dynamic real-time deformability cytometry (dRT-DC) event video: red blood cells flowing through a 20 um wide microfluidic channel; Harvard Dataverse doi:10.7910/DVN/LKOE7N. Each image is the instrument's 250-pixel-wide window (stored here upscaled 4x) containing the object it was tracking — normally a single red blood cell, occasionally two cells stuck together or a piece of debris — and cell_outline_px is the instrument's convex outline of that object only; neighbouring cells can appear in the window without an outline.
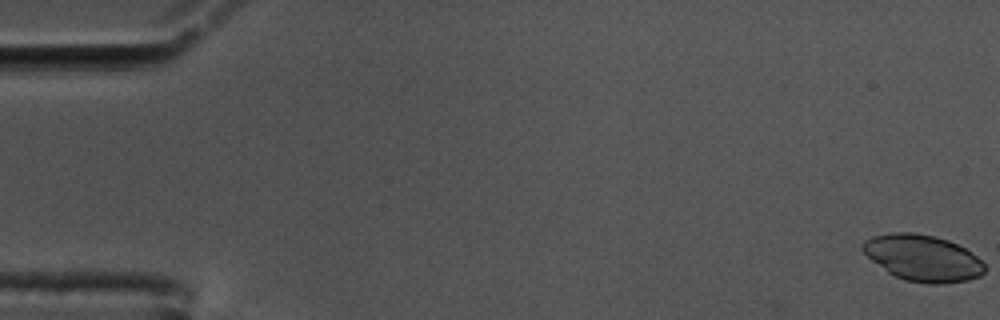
{"species": "common noctule bat (a hibernating species)", "species_latin": "Nyctalus noctula", "temperature_condition": "cold", "stored_images_in_passage": 41, "camera_frame_rate_fps": 3000, "um_per_image_px": 0.085, "animal": {"sex": "male", "body_mass_g": 17.5, "forearm_length_mm": 52.3}, "frame": {"image": 1, "passage_image": 1, "time_ms": 0.0, "image_size_px": [1000, 320], "cell_outline_px": [[984, 272], [980, 276], [968, 280], [940, 284], [928, 284], [904, 280], [888, 272], [872, 260], [860, 248], [860, 244], [864, 240], [872, 236], [892, 232], [912, 232], [936, 236], [948, 240], [972, 252], [984, 264]], "centroid_in_image_um": [78.41, 21.92], "position_along_channel_um": 6.6, "area_um2": 32.95}}
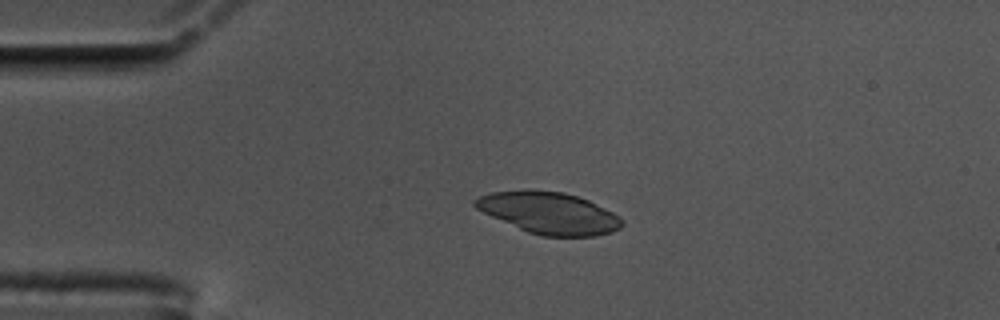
{"frame": {"image": 2, "passage_image": 14, "time_ms": 4.333, "image_size_px": [1000, 320], "cell_outline_px": [[624, 224], [620, 228], [612, 232], [596, 236], [544, 236], [528, 232], [492, 216], [476, 208], [472, 204], [472, 200], [480, 196], [492, 192], [564, 192], [588, 200], [620, 216], [624, 220]], "centroid_in_image_um": [46.73, 18.14], "position_along_channel_um": 38.3, "area_um2": 34.8}}